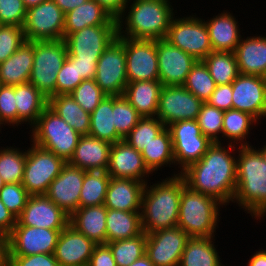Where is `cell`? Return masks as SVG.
<instances>
[{
  "instance_id": "cell-46",
  "label": "cell",
  "mask_w": 266,
  "mask_h": 266,
  "mask_svg": "<svg viewBox=\"0 0 266 266\" xmlns=\"http://www.w3.org/2000/svg\"><path fill=\"white\" fill-rule=\"evenodd\" d=\"M224 111L204 102L197 116L201 132L213 143H221ZM221 134V135H220Z\"/></svg>"
},
{
  "instance_id": "cell-47",
  "label": "cell",
  "mask_w": 266,
  "mask_h": 266,
  "mask_svg": "<svg viewBox=\"0 0 266 266\" xmlns=\"http://www.w3.org/2000/svg\"><path fill=\"white\" fill-rule=\"evenodd\" d=\"M72 98L87 112L92 113L107 96L94 79L83 80L71 93Z\"/></svg>"
},
{
  "instance_id": "cell-5",
  "label": "cell",
  "mask_w": 266,
  "mask_h": 266,
  "mask_svg": "<svg viewBox=\"0 0 266 266\" xmlns=\"http://www.w3.org/2000/svg\"><path fill=\"white\" fill-rule=\"evenodd\" d=\"M220 206L223 208L224 205L214 197L185 185L180 196L177 226L190 238L215 237L221 219Z\"/></svg>"
},
{
  "instance_id": "cell-58",
  "label": "cell",
  "mask_w": 266,
  "mask_h": 266,
  "mask_svg": "<svg viewBox=\"0 0 266 266\" xmlns=\"http://www.w3.org/2000/svg\"><path fill=\"white\" fill-rule=\"evenodd\" d=\"M77 64L78 76L83 80L94 79L96 76L97 61H85L74 58Z\"/></svg>"
},
{
  "instance_id": "cell-42",
  "label": "cell",
  "mask_w": 266,
  "mask_h": 266,
  "mask_svg": "<svg viewBox=\"0 0 266 266\" xmlns=\"http://www.w3.org/2000/svg\"><path fill=\"white\" fill-rule=\"evenodd\" d=\"M147 235L142 232L132 238L106 243L113 254L116 266H129L145 255Z\"/></svg>"
},
{
  "instance_id": "cell-3",
  "label": "cell",
  "mask_w": 266,
  "mask_h": 266,
  "mask_svg": "<svg viewBox=\"0 0 266 266\" xmlns=\"http://www.w3.org/2000/svg\"><path fill=\"white\" fill-rule=\"evenodd\" d=\"M160 180L152 185L147 182L143 191L141 223L146 234L177 226L185 181L176 171L171 177Z\"/></svg>"
},
{
  "instance_id": "cell-28",
  "label": "cell",
  "mask_w": 266,
  "mask_h": 266,
  "mask_svg": "<svg viewBox=\"0 0 266 266\" xmlns=\"http://www.w3.org/2000/svg\"><path fill=\"white\" fill-rule=\"evenodd\" d=\"M34 59V41H25L10 57L0 63V84L16 86L29 82Z\"/></svg>"
},
{
  "instance_id": "cell-25",
  "label": "cell",
  "mask_w": 266,
  "mask_h": 266,
  "mask_svg": "<svg viewBox=\"0 0 266 266\" xmlns=\"http://www.w3.org/2000/svg\"><path fill=\"white\" fill-rule=\"evenodd\" d=\"M111 146L90 135L81 136L69 163L85 171H107Z\"/></svg>"
},
{
  "instance_id": "cell-2",
  "label": "cell",
  "mask_w": 266,
  "mask_h": 266,
  "mask_svg": "<svg viewBox=\"0 0 266 266\" xmlns=\"http://www.w3.org/2000/svg\"><path fill=\"white\" fill-rule=\"evenodd\" d=\"M252 146H239L237 181L233 202L255 220L266 216V162Z\"/></svg>"
},
{
  "instance_id": "cell-39",
  "label": "cell",
  "mask_w": 266,
  "mask_h": 266,
  "mask_svg": "<svg viewBox=\"0 0 266 266\" xmlns=\"http://www.w3.org/2000/svg\"><path fill=\"white\" fill-rule=\"evenodd\" d=\"M110 178L107 171H86L80 191L79 208L104 204Z\"/></svg>"
},
{
  "instance_id": "cell-61",
  "label": "cell",
  "mask_w": 266,
  "mask_h": 266,
  "mask_svg": "<svg viewBox=\"0 0 266 266\" xmlns=\"http://www.w3.org/2000/svg\"><path fill=\"white\" fill-rule=\"evenodd\" d=\"M0 266H7V238L0 234Z\"/></svg>"
},
{
  "instance_id": "cell-14",
  "label": "cell",
  "mask_w": 266,
  "mask_h": 266,
  "mask_svg": "<svg viewBox=\"0 0 266 266\" xmlns=\"http://www.w3.org/2000/svg\"><path fill=\"white\" fill-rule=\"evenodd\" d=\"M203 103L184 86H162L156 117L166 127L178 121L197 119Z\"/></svg>"
},
{
  "instance_id": "cell-37",
  "label": "cell",
  "mask_w": 266,
  "mask_h": 266,
  "mask_svg": "<svg viewBox=\"0 0 266 266\" xmlns=\"http://www.w3.org/2000/svg\"><path fill=\"white\" fill-rule=\"evenodd\" d=\"M89 135L111 144L124 140L114 126L113 96H106L90 114Z\"/></svg>"
},
{
  "instance_id": "cell-31",
  "label": "cell",
  "mask_w": 266,
  "mask_h": 266,
  "mask_svg": "<svg viewBox=\"0 0 266 266\" xmlns=\"http://www.w3.org/2000/svg\"><path fill=\"white\" fill-rule=\"evenodd\" d=\"M162 83L159 80L128 83L124 97L142 117H156Z\"/></svg>"
},
{
  "instance_id": "cell-20",
  "label": "cell",
  "mask_w": 266,
  "mask_h": 266,
  "mask_svg": "<svg viewBox=\"0 0 266 266\" xmlns=\"http://www.w3.org/2000/svg\"><path fill=\"white\" fill-rule=\"evenodd\" d=\"M68 224L69 215L46 195H31L15 226L63 230Z\"/></svg>"
},
{
  "instance_id": "cell-22",
  "label": "cell",
  "mask_w": 266,
  "mask_h": 266,
  "mask_svg": "<svg viewBox=\"0 0 266 266\" xmlns=\"http://www.w3.org/2000/svg\"><path fill=\"white\" fill-rule=\"evenodd\" d=\"M107 173L111 178H124L147 183L152 173L145 166L141 152L125 140L112 144Z\"/></svg>"
},
{
  "instance_id": "cell-15",
  "label": "cell",
  "mask_w": 266,
  "mask_h": 266,
  "mask_svg": "<svg viewBox=\"0 0 266 266\" xmlns=\"http://www.w3.org/2000/svg\"><path fill=\"white\" fill-rule=\"evenodd\" d=\"M62 230L14 226L7 238V256L54 253Z\"/></svg>"
},
{
  "instance_id": "cell-54",
  "label": "cell",
  "mask_w": 266,
  "mask_h": 266,
  "mask_svg": "<svg viewBox=\"0 0 266 266\" xmlns=\"http://www.w3.org/2000/svg\"><path fill=\"white\" fill-rule=\"evenodd\" d=\"M206 103L222 111L232 109V83L216 85L215 90Z\"/></svg>"
},
{
  "instance_id": "cell-35",
  "label": "cell",
  "mask_w": 266,
  "mask_h": 266,
  "mask_svg": "<svg viewBox=\"0 0 266 266\" xmlns=\"http://www.w3.org/2000/svg\"><path fill=\"white\" fill-rule=\"evenodd\" d=\"M48 107L81 136L89 135L90 113H87L70 94L52 96L48 99Z\"/></svg>"
},
{
  "instance_id": "cell-64",
  "label": "cell",
  "mask_w": 266,
  "mask_h": 266,
  "mask_svg": "<svg viewBox=\"0 0 266 266\" xmlns=\"http://www.w3.org/2000/svg\"><path fill=\"white\" fill-rule=\"evenodd\" d=\"M257 150L261 153L264 161L266 162V144L263 147H258Z\"/></svg>"
},
{
  "instance_id": "cell-62",
  "label": "cell",
  "mask_w": 266,
  "mask_h": 266,
  "mask_svg": "<svg viewBox=\"0 0 266 266\" xmlns=\"http://www.w3.org/2000/svg\"><path fill=\"white\" fill-rule=\"evenodd\" d=\"M129 266H155L149 259V257L145 254L141 258L134 261Z\"/></svg>"
},
{
  "instance_id": "cell-49",
  "label": "cell",
  "mask_w": 266,
  "mask_h": 266,
  "mask_svg": "<svg viewBox=\"0 0 266 266\" xmlns=\"http://www.w3.org/2000/svg\"><path fill=\"white\" fill-rule=\"evenodd\" d=\"M29 196L21 183H7L0 190L1 201L16 218L23 211Z\"/></svg>"
},
{
  "instance_id": "cell-8",
  "label": "cell",
  "mask_w": 266,
  "mask_h": 266,
  "mask_svg": "<svg viewBox=\"0 0 266 266\" xmlns=\"http://www.w3.org/2000/svg\"><path fill=\"white\" fill-rule=\"evenodd\" d=\"M182 17L174 15L165 40L197 61L204 60L213 51L205 20L193 14Z\"/></svg>"
},
{
  "instance_id": "cell-6",
  "label": "cell",
  "mask_w": 266,
  "mask_h": 266,
  "mask_svg": "<svg viewBox=\"0 0 266 266\" xmlns=\"http://www.w3.org/2000/svg\"><path fill=\"white\" fill-rule=\"evenodd\" d=\"M30 142L69 162L81 135L48 106L30 127Z\"/></svg>"
},
{
  "instance_id": "cell-10",
  "label": "cell",
  "mask_w": 266,
  "mask_h": 266,
  "mask_svg": "<svg viewBox=\"0 0 266 266\" xmlns=\"http://www.w3.org/2000/svg\"><path fill=\"white\" fill-rule=\"evenodd\" d=\"M27 148L22 185L31 195H45L51 182L60 174L66 163L53 152L35 144Z\"/></svg>"
},
{
  "instance_id": "cell-33",
  "label": "cell",
  "mask_w": 266,
  "mask_h": 266,
  "mask_svg": "<svg viewBox=\"0 0 266 266\" xmlns=\"http://www.w3.org/2000/svg\"><path fill=\"white\" fill-rule=\"evenodd\" d=\"M142 232L141 211L107 209L106 243L132 238Z\"/></svg>"
},
{
  "instance_id": "cell-56",
  "label": "cell",
  "mask_w": 266,
  "mask_h": 266,
  "mask_svg": "<svg viewBox=\"0 0 266 266\" xmlns=\"http://www.w3.org/2000/svg\"><path fill=\"white\" fill-rule=\"evenodd\" d=\"M17 223V218L6 208L0 199V234L7 236Z\"/></svg>"
},
{
  "instance_id": "cell-16",
  "label": "cell",
  "mask_w": 266,
  "mask_h": 266,
  "mask_svg": "<svg viewBox=\"0 0 266 266\" xmlns=\"http://www.w3.org/2000/svg\"><path fill=\"white\" fill-rule=\"evenodd\" d=\"M128 83L159 80L156 40L124 37Z\"/></svg>"
},
{
  "instance_id": "cell-18",
  "label": "cell",
  "mask_w": 266,
  "mask_h": 266,
  "mask_svg": "<svg viewBox=\"0 0 266 266\" xmlns=\"http://www.w3.org/2000/svg\"><path fill=\"white\" fill-rule=\"evenodd\" d=\"M232 109L266 118V80L262 76L239 74L232 82Z\"/></svg>"
},
{
  "instance_id": "cell-52",
  "label": "cell",
  "mask_w": 266,
  "mask_h": 266,
  "mask_svg": "<svg viewBox=\"0 0 266 266\" xmlns=\"http://www.w3.org/2000/svg\"><path fill=\"white\" fill-rule=\"evenodd\" d=\"M27 8L22 0H0V25L23 27Z\"/></svg>"
},
{
  "instance_id": "cell-26",
  "label": "cell",
  "mask_w": 266,
  "mask_h": 266,
  "mask_svg": "<svg viewBox=\"0 0 266 266\" xmlns=\"http://www.w3.org/2000/svg\"><path fill=\"white\" fill-rule=\"evenodd\" d=\"M241 37L234 51L239 74L266 76V36Z\"/></svg>"
},
{
  "instance_id": "cell-60",
  "label": "cell",
  "mask_w": 266,
  "mask_h": 266,
  "mask_svg": "<svg viewBox=\"0 0 266 266\" xmlns=\"http://www.w3.org/2000/svg\"><path fill=\"white\" fill-rule=\"evenodd\" d=\"M247 264V266H266V249L255 251Z\"/></svg>"
},
{
  "instance_id": "cell-55",
  "label": "cell",
  "mask_w": 266,
  "mask_h": 266,
  "mask_svg": "<svg viewBox=\"0 0 266 266\" xmlns=\"http://www.w3.org/2000/svg\"><path fill=\"white\" fill-rule=\"evenodd\" d=\"M88 266H116L110 247L107 244L96 245Z\"/></svg>"
},
{
  "instance_id": "cell-48",
  "label": "cell",
  "mask_w": 266,
  "mask_h": 266,
  "mask_svg": "<svg viewBox=\"0 0 266 266\" xmlns=\"http://www.w3.org/2000/svg\"><path fill=\"white\" fill-rule=\"evenodd\" d=\"M82 81L78 76L76 60L67 54L57 74L56 95L70 94Z\"/></svg>"
},
{
  "instance_id": "cell-40",
  "label": "cell",
  "mask_w": 266,
  "mask_h": 266,
  "mask_svg": "<svg viewBox=\"0 0 266 266\" xmlns=\"http://www.w3.org/2000/svg\"><path fill=\"white\" fill-rule=\"evenodd\" d=\"M203 61L216 85L231 84L239 75L233 52L212 51Z\"/></svg>"
},
{
  "instance_id": "cell-12",
  "label": "cell",
  "mask_w": 266,
  "mask_h": 266,
  "mask_svg": "<svg viewBox=\"0 0 266 266\" xmlns=\"http://www.w3.org/2000/svg\"><path fill=\"white\" fill-rule=\"evenodd\" d=\"M65 14L53 0L27 9L23 26L26 41L64 39Z\"/></svg>"
},
{
  "instance_id": "cell-13",
  "label": "cell",
  "mask_w": 266,
  "mask_h": 266,
  "mask_svg": "<svg viewBox=\"0 0 266 266\" xmlns=\"http://www.w3.org/2000/svg\"><path fill=\"white\" fill-rule=\"evenodd\" d=\"M118 25H95L64 37L67 53L72 58L98 61L105 49L117 38Z\"/></svg>"
},
{
  "instance_id": "cell-27",
  "label": "cell",
  "mask_w": 266,
  "mask_h": 266,
  "mask_svg": "<svg viewBox=\"0 0 266 266\" xmlns=\"http://www.w3.org/2000/svg\"><path fill=\"white\" fill-rule=\"evenodd\" d=\"M224 10L205 21L213 51L233 52L236 50L242 35L239 23L233 13Z\"/></svg>"
},
{
  "instance_id": "cell-34",
  "label": "cell",
  "mask_w": 266,
  "mask_h": 266,
  "mask_svg": "<svg viewBox=\"0 0 266 266\" xmlns=\"http://www.w3.org/2000/svg\"><path fill=\"white\" fill-rule=\"evenodd\" d=\"M214 237L190 238L182 253L179 266H226L221 261ZM221 259V260H220Z\"/></svg>"
},
{
  "instance_id": "cell-24",
  "label": "cell",
  "mask_w": 266,
  "mask_h": 266,
  "mask_svg": "<svg viewBox=\"0 0 266 266\" xmlns=\"http://www.w3.org/2000/svg\"><path fill=\"white\" fill-rule=\"evenodd\" d=\"M145 185L138 180L110 178L103 205L113 210L141 211Z\"/></svg>"
},
{
  "instance_id": "cell-21",
  "label": "cell",
  "mask_w": 266,
  "mask_h": 266,
  "mask_svg": "<svg viewBox=\"0 0 266 266\" xmlns=\"http://www.w3.org/2000/svg\"><path fill=\"white\" fill-rule=\"evenodd\" d=\"M85 170L66 162L51 182L46 196L69 216L79 208Z\"/></svg>"
},
{
  "instance_id": "cell-17",
  "label": "cell",
  "mask_w": 266,
  "mask_h": 266,
  "mask_svg": "<svg viewBox=\"0 0 266 266\" xmlns=\"http://www.w3.org/2000/svg\"><path fill=\"white\" fill-rule=\"evenodd\" d=\"M147 235L145 254L155 266H179L190 237L178 226Z\"/></svg>"
},
{
  "instance_id": "cell-23",
  "label": "cell",
  "mask_w": 266,
  "mask_h": 266,
  "mask_svg": "<svg viewBox=\"0 0 266 266\" xmlns=\"http://www.w3.org/2000/svg\"><path fill=\"white\" fill-rule=\"evenodd\" d=\"M96 245L68 224L60 232L53 254L60 266H88Z\"/></svg>"
},
{
  "instance_id": "cell-50",
  "label": "cell",
  "mask_w": 266,
  "mask_h": 266,
  "mask_svg": "<svg viewBox=\"0 0 266 266\" xmlns=\"http://www.w3.org/2000/svg\"><path fill=\"white\" fill-rule=\"evenodd\" d=\"M25 41L23 27L0 25V63L10 57Z\"/></svg>"
},
{
  "instance_id": "cell-4",
  "label": "cell",
  "mask_w": 266,
  "mask_h": 266,
  "mask_svg": "<svg viewBox=\"0 0 266 266\" xmlns=\"http://www.w3.org/2000/svg\"><path fill=\"white\" fill-rule=\"evenodd\" d=\"M128 3L121 17L117 19V36L146 40L166 38L171 20L177 15L171 2L129 0Z\"/></svg>"
},
{
  "instance_id": "cell-44",
  "label": "cell",
  "mask_w": 266,
  "mask_h": 266,
  "mask_svg": "<svg viewBox=\"0 0 266 266\" xmlns=\"http://www.w3.org/2000/svg\"><path fill=\"white\" fill-rule=\"evenodd\" d=\"M165 128L166 126L157 117H142L124 140L137 151L142 152Z\"/></svg>"
},
{
  "instance_id": "cell-57",
  "label": "cell",
  "mask_w": 266,
  "mask_h": 266,
  "mask_svg": "<svg viewBox=\"0 0 266 266\" xmlns=\"http://www.w3.org/2000/svg\"><path fill=\"white\" fill-rule=\"evenodd\" d=\"M97 1L114 19H118L123 14L129 0H95Z\"/></svg>"
},
{
  "instance_id": "cell-38",
  "label": "cell",
  "mask_w": 266,
  "mask_h": 266,
  "mask_svg": "<svg viewBox=\"0 0 266 266\" xmlns=\"http://www.w3.org/2000/svg\"><path fill=\"white\" fill-rule=\"evenodd\" d=\"M257 123L259 121L247 112L235 109L224 111L222 138L228 140L226 142L229 144L251 146L252 144H249L250 142L246 139L252 133L250 132L252 127H256Z\"/></svg>"
},
{
  "instance_id": "cell-29",
  "label": "cell",
  "mask_w": 266,
  "mask_h": 266,
  "mask_svg": "<svg viewBox=\"0 0 266 266\" xmlns=\"http://www.w3.org/2000/svg\"><path fill=\"white\" fill-rule=\"evenodd\" d=\"M107 208L97 206L78 208L69 216V225L95 244H106Z\"/></svg>"
},
{
  "instance_id": "cell-1",
  "label": "cell",
  "mask_w": 266,
  "mask_h": 266,
  "mask_svg": "<svg viewBox=\"0 0 266 266\" xmlns=\"http://www.w3.org/2000/svg\"><path fill=\"white\" fill-rule=\"evenodd\" d=\"M227 146L224 142L213 143L198 162L180 173L190 189L214 197L224 207L233 202L237 181L238 148L229 143Z\"/></svg>"
},
{
  "instance_id": "cell-65",
  "label": "cell",
  "mask_w": 266,
  "mask_h": 266,
  "mask_svg": "<svg viewBox=\"0 0 266 266\" xmlns=\"http://www.w3.org/2000/svg\"><path fill=\"white\" fill-rule=\"evenodd\" d=\"M6 183L3 181V178L0 176V190L3 188V186L5 185Z\"/></svg>"
},
{
  "instance_id": "cell-41",
  "label": "cell",
  "mask_w": 266,
  "mask_h": 266,
  "mask_svg": "<svg viewBox=\"0 0 266 266\" xmlns=\"http://www.w3.org/2000/svg\"><path fill=\"white\" fill-rule=\"evenodd\" d=\"M21 149L16 146L0 148V176L6 184L22 183L27 150Z\"/></svg>"
},
{
  "instance_id": "cell-51",
  "label": "cell",
  "mask_w": 266,
  "mask_h": 266,
  "mask_svg": "<svg viewBox=\"0 0 266 266\" xmlns=\"http://www.w3.org/2000/svg\"><path fill=\"white\" fill-rule=\"evenodd\" d=\"M3 125L13 126V128L15 126L18 127V111L14 86H0V130H2Z\"/></svg>"
},
{
  "instance_id": "cell-19",
  "label": "cell",
  "mask_w": 266,
  "mask_h": 266,
  "mask_svg": "<svg viewBox=\"0 0 266 266\" xmlns=\"http://www.w3.org/2000/svg\"><path fill=\"white\" fill-rule=\"evenodd\" d=\"M156 52L162 86H183L197 60L165 39L156 40Z\"/></svg>"
},
{
  "instance_id": "cell-59",
  "label": "cell",
  "mask_w": 266,
  "mask_h": 266,
  "mask_svg": "<svg viewBox=\"0 0 266 266\" xmlns=\"http://www.w3.org/2000/svg\"><path fill=\"white\" fill-rule=\"evenodd\" d=\"M56 5L64 12V14L72 11L79 5L84 4L87 0H53Z\"/></svg>"
},
{
  "instance_id": "cell-32",
  "label": "cell",
  "mask_w": 266,
  "mask_h": 266,
  "mask_svg": "<svg viewBox=\"0 0 266 266\" xmlns=\"http://www.w3.org/2000/svg\"><path fill=\"white\" fill-rule=\"evenodd\" d=\"M18 126L24 124L31 127L48 106V99L30 82L14 86ZM22 123V124H21Z\"/></svg>"
},
{
  "instance_id": "cell-9",
  "label": "cell",
  "mask_w": 266,
  "mask_h": 266,
  "mask_svg": "<svg viewBox=\"0 0 266 266\" xmlns=\"http://www.w3.org/2000/svg\"><path fill=\"white\" fill-rule=\"evenodd\" d=\"M167 128L171 134L174 161L180 169L179 174L198 162L213 144L202 134L196 119L171 123Z\"/></svg>"
},
{
  "instance_id": "cell-53",
  "label": "cell",
  "mask_w": 266,
  "mask_h": 266,
  "mask_svg": "<svg viewBox=\"0 0 266 266\" xmlns=\"http://www.w3.org/2000/svg\"><path fill=\"white\" fill-rule=\"evenodd\" d=\"M7 266H60L54 254L7 256Z\"/></svg>"
},
{
  "instance_id": "cell-11",
  "label": "cell",
  "mask_w": 266,
  "mask_h": 266,
  "mask_svg": "<svg viewBox=\"0 0 266 266\" xmlns=\"http://www.w3.org/2000/svg\"><path fill=\"white\" fill-rule=\"evenodd\" d=\"M96 84L108 96L124 95L128 84L124 37L113 40L97 61Z\"/></svg>"
},
{
  "instance_id": "cell-63",
  "label": "cell",
  "mask_w": 266,
  "mask_h": 266,
  "mask_svg": "<svg viewBox=\"0 0 266 266\" xmlns=\"http://www.w3.org/2000/svg\"><path fill=\"white\" fill-rule=\"evenodd\" d=\"M22 1L24 2L26 8L28 9L33 6H37L46 0H22Z\"/></svg>"
},
{
  "instance_id": "cell-7",
  "label": "cell",
  "mask_w": 266,
  "mask_h": 266,
  "mask_svg": "<svg viewBox=\"0 0 266 266\" xmlns=\"http://www.w3.org/2000/svg\"><path fill=\"white\" fill-rule=\"evenodd\" d=\"M67 54L63 39L34 41V59L29 82L47 99L56 95L57 74Z\"/></svg>"
},
{
  "instance_id": "cell-30",
  "label": "cell",
  "mask_w": 266,
  "mask_h": 266,
  "mask_svg": "<svg viewBox=\"0 0 266 266\" xmlns=\"http://www.w3.org/2000/svg\"><path fill=\"white\" fill-rule=\"evenodd\" d=\"M95 25H117V20L97 1L87 0L84 4L65 14L64 37Z\"/></svg>"
},
{
  "instance_id": "cell-36",
  "label": "cell",
  "mask_w": 266,
  "mask_h": 266,
  "mask_svg": "<svg viewBox=\"0 0 266 266\" xmlns=\"http://www.w3.org/2000/svg\"><path fill=\"white\" fill-rule=\"evenodd\" d=\"M143 161L153 174L164 167H175L173 143L169 129L166 127L141 152ZM166 165V166H165ZM162 167V168H161Z\"/></svg>"
},
{
  "instance_id": "cell-43",
  "label": "cell",
  "mask_w": 266,
  "mask_h": 266,
  "mask_svg": "<svg viewBox=\"0 0 266 266\" xmlns=\"http://www.w3.org/2000/svg\"><path fill=\"white\" fill-rule=\"evenodd\" d=\"M198 99L206 102L216 88V83L203 60H198L187 75L183 85Z\"/></svg>"
},
{
  "instance_id": "cell-45",
  "label": "cell",
  "mask_w": 266,
  "mask_h": 266,
  "mask_svg": "<svg viewBox=\"0 0 266 266\" xmlns=\"http://www.w3.org/2000/svg\"><path fill=\"white\" fill-rule=\"evenodd\" d=\"M113 112L116 132L123 139L142 118V116L123 95L113 96Z\"/></svg>"
}]
</instances>
